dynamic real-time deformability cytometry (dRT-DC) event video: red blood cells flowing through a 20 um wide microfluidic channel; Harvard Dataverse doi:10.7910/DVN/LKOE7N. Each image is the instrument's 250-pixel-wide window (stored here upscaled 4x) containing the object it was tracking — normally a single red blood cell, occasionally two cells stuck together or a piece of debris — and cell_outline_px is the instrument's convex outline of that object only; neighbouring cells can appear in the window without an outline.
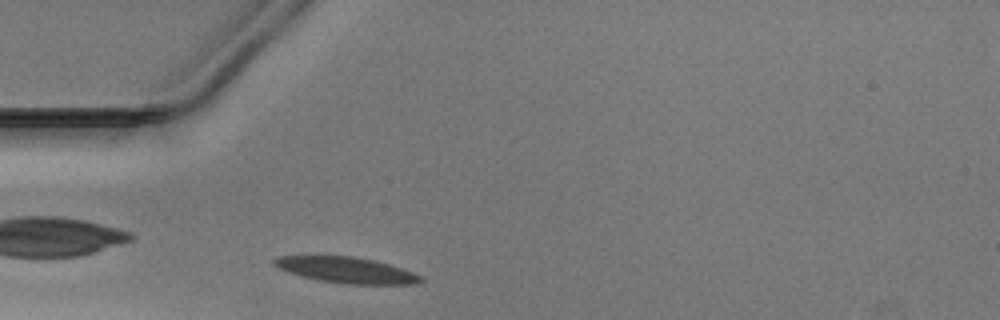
{"species": "Egyptian fruit bat (a non-hibernating species)", "species_latin": "Rousettus aegyptiacus", "temperature_condition": "warm", "stored_images_in_passage": 27, "camera_frame_rate_fps": 3000, "um_per_image_px": 0.085, "animal": {"sex": "male"}, "frame": {"image": 1, "passage_image": 2, "time_ms": 0.333, "image_size_px": [1000, 320], "cell_outline_px": [[424, 280], [416, 284], [344, 284], [316, 280], [300, 276], [288, 272], [272, 264], [272, 260], [280, 256], [352, 256], [376, 260], [424, 276]], "centroid_in_image_um": [29.45, 22.96], "position_along_channel_um": 55.5, "area_um2": 22.2}}
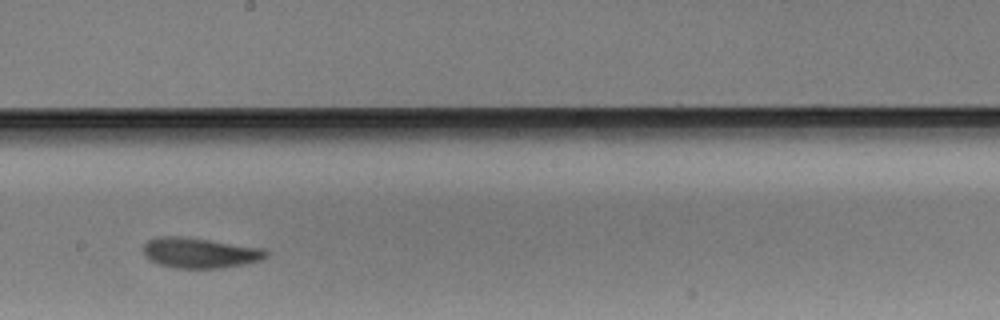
{"frame": {"image": 2, "passage_image": 16, "time_ms": 5.0, "image_size_px": [1000, 320], "cell_outline_px": [[268, 256], [264, 260], [244, 264], [220, 268], [172, 268], [160, 264], [152, 260], [144, 252], [144, 244], [148, 240], [156, 236], [180, 236], [264, 248], [268, 252]], "centroid_in_image_um": [17.03, 21.49], "position_along_channel_um": 231.2, "area_um2": 21.62}}
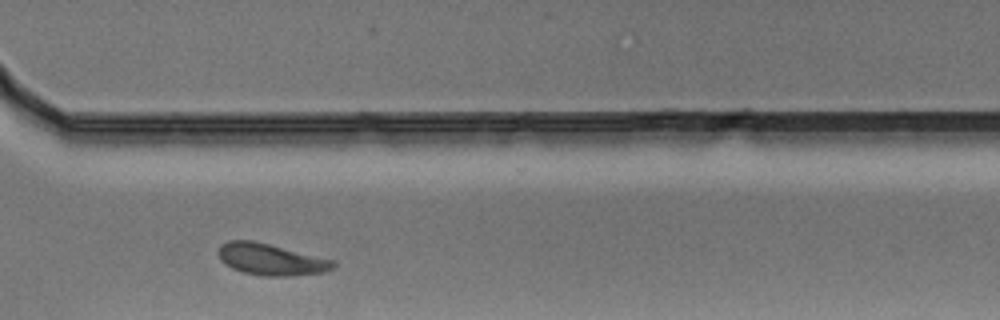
{"frame": {"image": 3, "passage_image": 25, "time_ms": 8.0, "image_size_px": [1000, 320], "cell_outline_px": [[336, 264], [332, 268], [324, 272], [292, 276], [264, 276], [244, 272], [232, 268], [224, 264], [220, 260], [216, 252], [220, 244], [228, 240], [252, 240], [336, 260]], "centroid_in_image_um": [23.0, 22.04], "position_along_channel_um": 347.6, "area_um2": 21.33}}